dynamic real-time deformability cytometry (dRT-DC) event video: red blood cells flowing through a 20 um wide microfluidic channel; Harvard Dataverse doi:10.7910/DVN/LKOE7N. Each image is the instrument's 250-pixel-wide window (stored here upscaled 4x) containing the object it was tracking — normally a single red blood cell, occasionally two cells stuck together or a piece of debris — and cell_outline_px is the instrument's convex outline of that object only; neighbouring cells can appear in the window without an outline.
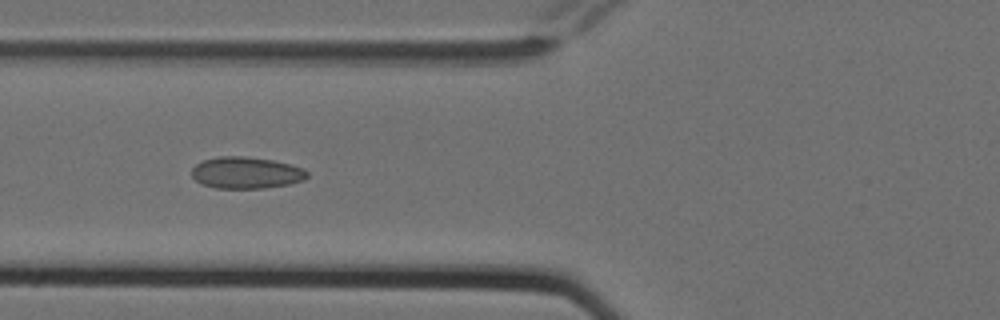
{"species": "Egyptian fruit bat (a non-hibernating species)", "species_latin": "Rousettus aegyptiacus", "temperature_condition": "cold", "stored_images_in_passage": 7, "camera_frame_rate_fps": 3000, "um_per_image_px": 0.085, "animal": {"sex": "female"}, "frame": {"image": 1, "passage_image": 6, "time_ms": 1.667, "image_size_px": [1000, 320], "cell_outline_px": [[308, 176], [304, 180], [288, 184], [264, 188], [216, 188], [200, 184], [192, 176], [192, 168], [196, 164], [204, 160], [220, 156], [244, 156], [272, 160], [304, 168], [308, 172]], "centroid_in_image_um": [20.92, 14.68], "position_along_channel_um": 104.9, "area_um2": 21.27}}
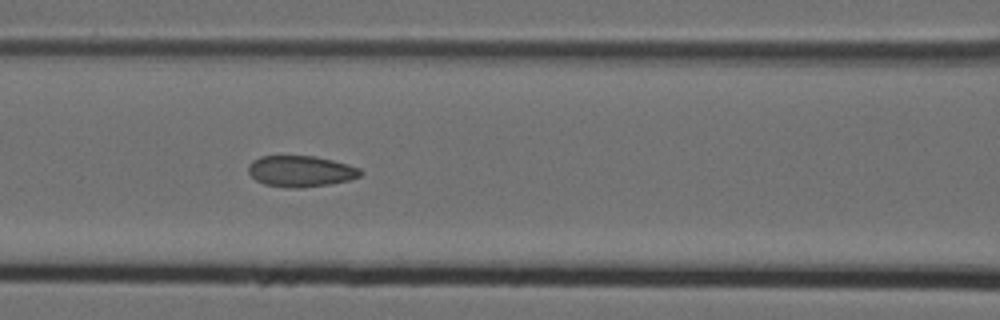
{"frame": {"image": 2, "passage_image": 7, "time_ms": 2.0, "image_size_px": [1000, 320], "cell_outline_px": [[364, 172], [360, 176], [348, 180], [332, 184], [300, 188], [288, 188], [264, 184], [256, 180], [248, 172], [248, 164], [252, 160], [260, 156], [316, 156], [348, 164], [360, 168]], "centroid_in_image_um": [25.56, 14.55], "position_along_channel_um": 141.0, "area_um2": 20.52}}